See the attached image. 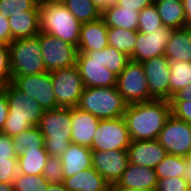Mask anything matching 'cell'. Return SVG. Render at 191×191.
<instances>
[{
	"instance_id": "9",
	"label": "cell",
	"mask_w": 191,
	"mask_h": 191,
	"mask_svg": "<svg viewBox=\"0 0 191 191\" xmlns=\"http://www.w3.org/2000/svg\"><path fill=\"white\" fill-rule=\"evenodd\" d=\"M39 41L43 63L48 72L76 65L78 46L43 32H39Z\"/></svg>"
},
{
	"instance_id": "24",
	"label": "cell",
	"mask_w": 191,
	"mask_h": 191,
	"mask_svg": "<svg viewBox=\"0 0 191 191\" xmlns=\"http://www.w3.org/2000/svg\"><path fill=\"white\" fill-rule=\"evenodd\" d=\"M63 184L67 191H104L110 186L93 167L64 178Z\"/></svg>"
},
{
	"instance_id": "32",
	"label": "cell",
	"mask_w": 191,
	"mask_h": 191,
	"mask_svg": "<svg viewBox=\"0 0 191 191\" xmlns=\"http://www.w3.org/2000/svg\"><path fill=\"white\" fill-rule=\"evenodd\" d=\"M17 156L24 152V149L29 148H45L44 136L40 132L38 126H33L25 131H22L19 135L12 138Z\"/></svg>"
},
{
	"instance_id": "1",
	"label": "cell",
	"mask_w": 191,
	"mask_h": 191,
	"mask_svg": "<svg viewBox=\"0 0 191 191\" xmlns=\"http://www.w3.org/2000/svg\"><path fill=\"white\" fill-rule=\"evenodd\" d=\"M171 114L170 100L153 99L127 105L123 118L132 141L157 140Z\"/></svg>"
},
{
	"instance_id": "18",
	"label": "cell",
	"mask_w": 191,
	"mask_h": 191,
	"mask_svg": "<svg viewBox=\"0 0 191 191\" xmlns=\"http://www.w3.org/2000/svg\"><path fill=\"white\" fill-rule=\"evenodd\" d=\"M157 181L154 169L129 163L114 187L116 191L130 189L154 191Z\"/></svg>"
},
{
	"instance_id": "54",
	"label": "cell",
	"mask_w": 191,
	"mask_h": 191,
	"mask_svg": "<svg viewBox=\"0 0 191 191\" xmlns=\"http://www.w3.org/2000/svg\"><path fill=\"white\" fill-rule=\"evenodd\" d=\"M38 5L42 4L44 0H34Z\"/></svg>"
},
{
	"instance_id": "51",
	"label": "cell",
	"mask_w": 191,
	"mask_h": 191,
	"mask_svg": "<svg viewBox=\"0 0 191 191\" xmlns=\"http://www.w3.org/2000/svg\"><path fill=\"white\" fill-rule=\"evenodd\" d=\"M0 191H14L13 183H0Z\"/></svg>"
},
{
	"instance_id": "29",
	"label": "cell",
	"mask_w": 191,
	"mask_h": 191,
	"mask_svg": "<svg viewBox=\"0 0 191 191\" xmlns=\"http://www.w3.org/2000/svg\"><path fill=\"white\" fill-rule=\"evenodd\" d=\"M170 99L191 82L190 61H170Z\"/></svg>"
},
{
	"instance_id": "31",
	"label": "cell",
	"mask_w": 191,
	"mask_h": 191,
	"mask_svg": "<svg viewBox=\"0 0 191 191\" xmlns=\"http://www.w3.org/2000/svg\"><path fill=\"white\" fill-rule=\"evenodd\" d=\"M186 159L182 156L167 154L166 157L154 168L158 179L184 178Z\"/></svg>"
},
{
	"instance_id": "56",
	"label": "cell",
	"mask_w": 191,
	"mask_h": 191,
	"mask_svg": "<svg viewBox=\"0 0 191 191\" xmlns=\"http://www.w3.org/2000/svg\"><path fill=\"white\" fill-rule=\"evenodd\" d=\"M187 191H191V184H189Z\"/></svg>"
},
{
	"instance_id": "20",
	"label": "cell",
	"mask_w": 191,
	"mask_h": 191,
	"mask_svg": "<svg viewBox=\"0 0 191 191\" xmlns=\"http://www.w3.org/2000/svg\"><path fill=\"white\" fill-rule=\"evenodd\" d=\"M107 31L108 27L102 17L95 21L82 23L78 42V51H100L109 46Z\"/></svg>"
},
{
	"instance_id": "35",
	"label": "cell",
	"mask_w": 191,
	"mask_h": 191,
	"mask_svg": "<svg viewBox=\"0 0 191 191\" xmlns=\"http://www.w3.org/2000/svg\"><path fill=\"white\" fill-rule=\"evenodd\" d=\"M162 20L158 14L157 7L154 4L143 8L139 12L138 31L148 34L150 31L163 27Z\"/></svg>"
},
{
	"instance_id": "53",
	"label": "cell",
	"mask_w": 191,
	"mask_h": 191,
	"mask_svg": "<svg viewBox=\"0 0 191 191\" xmlns=\"http://www.w3.org/2000/svg\"><path fill=\"white\" fill-rule=\"evenodd\" d=\"M159 1H174V2H182L183 0H154V2H159Z\"/></svg>"
},
{
	"instance_id": "11",
	"label": "cell",
	"mask_w": 191,
	"mask_h": 191,
	"mask_svg": "<svg viewBox=\"0 0 191 191\" xmlns=\"http://www.w3.org/2000/svg\"><path fill=\"white\" fill-rule=\"evenodd\" d=\"M76 65L84 87L116 86L117 76L103 67L100 60V51L79 52Z\"/></svg>"
},
{
	"instance_id": "17",
	"label": "cell",
	"mask_w": 191,
	"mask_h": 191,
	"mask_svg": "<svg viewBox=\"0 0 191 191\" xmlns=\"http://www.w3.org/2000/svg\"><path fill=\"white\" fill-rule=\"evenodd\" d=\"M130 164L154 169L168 154L157 140L131 141L127 148Z\"/></svg>"
},
{
	"instance_id": "34",
	"label": "cell",
	"mask_w": 191,
	"mask_h": 191,
	"mask_svg": "<svg viewBox=\"0 0 191 191\" xmlns=\"http://www.w3.org/2000/svg\"><path fill=\"white\" fill-rule=\"evenodd\" d=\"M12 183L14 191H45L50 184L43 175L33 176L20 173Z\"/></svg>"
},
{
	"instance_id": "30",
	"label": "cell",
	"mask_w": 191,
	"mask_h": 191,
	"mask_svg": "<svg viewBox=\"0 0 191 191\" xmlns=\"http://www.w3.org/2000/svg\"><path fill=\"white\" fill-rule=\"evenodd\" d=\"M61 2L81 23L95 21L101 17V12L91 0H61Z\"/></svg>"
},
{
	"instance_id": "50",
	"label": "cell",
	"mask_w": 191,
	"mask_h": 191,
	"mask_svg": "<svg viewBox=\"0 0 191 191\" xmlns=\"http://www.w3.org/2000/svg\"><path fill=\"white\" fill-rule=\"evenodd\" d=\"M45 191H67V190L65 189L63 182H60L53 184L50 183L48 188L45 189Z\"/></svg>"
},
{
	"instance_id": "43",
	"label": "cell",
	"mask_w": 191,
	"mask_h": 191,
	"mask_svg": "<svg viewBox=\"0 0 191 191\" xmlns=\"http://www.w3.org/2000/svg\"><path fill=\"white\" fill-rule=\"evenodd\" d=\"M154 3V0H118L116 5L121 8H129L140 12L143 8Z\"/></svg>"
},
{
	"instance_id": "22",
	"label": "cell",
	"mask_w": 191,
	"mask_h": 191,
	"mask_svg": "<svg viewBox=\"0 0 191 191\" xmlns=\"http://www.w3.org/2000/svg\"><path fill=\"white\" fill-rule=\"evenodd\" d=\"M60 159L63 164L64 178L72 177L92 167V150L90 147L71 143Z\"/></svg>"
},
{
	"instance_id": "36",
	"label": "cell",
	"mask_w": 191,
	"mask_h": 191,
	"mask_svg": "<svg viewBox=\"0 0 191 191\" xmlns=\"http://www.w3.org/2000/svg\"><path fill=\"white\" fill-rule=\"evenodd\" d=\"M37 6L34 0H0V14L9 18L22 11L34 10Z\"/></svg>"
},
{
	"instance_id": "39",
	"label": "cell",
	"mask_w": 191,
	"mask_h": 191,
	"mask_svg": "<svg viewBox=\"0 0 191 191\" xmlns=\"http://www.w3.org/2000/svg\"><path fill=\"white\" fill-rule=\"evenodd\" d=\"M18 173L17 159H0V183H12Z\"/></svg>"
},
{
	"instance_id": "55",
	"label": "cell",
	"mask_w": 191,
	"mask_h": 191,
	"mask_svg": "<svg viewBox=\"0 0 191 191\" xmlns=\"http://www.w3.org/2000/svg\"><path fill=\"white\" fill-rule=\"evenodd\" d=\"M124 191H152V190H134V189H130V190H124Z\"/></svg>"
},
{
	"instance_id": "21",
	"label": "cell",
	"mask_w": 191,
	"mask_h": 191,
	"mask_svg": "<svg viewBox=\"0 0 191 191\" xmlns=\"http://www.w3.org/2000/svg\"><path fill=\"white\" fill-rule=\"evenodd\" d=\"M10 42L37 36L40 32V6L34 10L22 11L8 18Z\"/></svg>"
},
{
	"instance_id": "15",
	"label": "cell",
	"mask_w": 191,
	"mask_h": 191,
	"mask_svg": "<svg viewBox=\"0 0 191 191\" xmlns=\"http://www.w3.org/2000/svg\"><path fill=\"white\" fill-rule=\"evenodd\" d=\"M173 30L163 26L148 34L138 31L134 52L130 60L142 63L145 60L164 55L166 44L170 40Z\"/></svg>"
},
{
	"instance_id": "49",
	"label": "cell",
	"mask_w": 191,
	"mask_h": 191,
	"mask_svg": "<svg viewBox=\"0 0 191 191\" xmlns=\"http://www.w3.org/2000/svg\"><path fill=\"white\" fill-rule=\"evenodd\" d=\"M182 3L185 10L187 26H191V0H183Z\"/></svg>"
},
{
	"instance_id": "27",
	"label": "cell",
	"mask_w": 191,
	"mask_h": 191,
	"mask_svg": "<svg viewBox=\"0 0 191 191\" xmlns=\"http://www.w3.org/2000/svg\"><path fill=\"white\" fill-rule=\"evenodd\" d=\"M158 14L164 26L179 29L187 26L185 10L182 2H155Z\"/></svg>"
},
{
	"instance_id": "6",
	"label": "cell",
	"mask_w": 191,
	"mask_h": 191,
	"mask_svg": "<svg viewBox=\"0 0 191 191\" xmlns=\"http://www.w3.org/2000/svg\"><path fill=\"white\" fill-rule=\"evenodd\" d=\"M8 46L12 76L47 72L43 63L39 34L30 38L12 40Z\"/></svg>"
},
{
	"instance_id": "57",
	"label": "cell",
	"mask_w": 191,
	"mask_h": 191,
	"mask_svg": "<svg viewBox=\"0 0 191 191\" xmlns=\"http://www.w3.org/2000/svg\"><path fill=\"white\" fill-rule=\"evenodd\" d=\"M44 1H61V0H44Z\"/></svg>"
},
{
	"instance_id": "38",
	"label": "cell",
	"mask_w": 191,
	"mask_h": 191,
	"mask_svg": "<svg viewBox=\"0 0 191 191\" xmlns=\"http://www.w3.org/2000/svg\"><path fill=\"white\" fill-rule=\"evenodd\" d=\"M9 83H12L9 46L0 44V87H5Z\"/></svg>"
},
{
	"instance_id": "41",
	"label": "cell",
	"mask_w": 191,
	"mask_h": 191,
	"mask_svg": "<svg viewBox=\"0 0 191 191\" xmlns=\"http://www.w3.org/2000/svg\"><path fill=\"white\" fill-rule=\"evenodd\" d=\"M172 115L191 125V99L189 100H170Z\"/></svg>"
},
{
	"instance_id": "44",
	"label": "cell",
	"mask_w": 191,
	"mask_h": 191,
	"mask_svg": "<svg viewBox=\"0 0 191 191\" xmlns=\"http://www.w3.org/2000/svg\"><path fill=\"white\" fill-rule=\"evenodd\" d=\"M9 105L4 92V87H0V132L3 131L4 123L8 117Z\"/></svg>"
},
{
	"instance_id": "26",
	"label": "cell",
	"mask_w": 191,
	"mask_h": 191,
	"mask_svg": "<svg viewBox=\"0 0 191 191\" xmlns=\"http://www.w3.org/2000/svg\"><path fill=\"white\" fill-rule=\"evenodd\" d=\"M49 158L45 148H26L17 156L18 172L26 175H42L43 169Z\"/></svg>"
},
{
	"instance_id": "40",
	"label": "cell",
	"mask_w": 191,
	"mask_h": 191,
	"mask_svg": "<svg viewBox=\"0 0 191 191\" xmlns=\"http://www.w3.org/2000/svg\"><path fill=\"white\" fill-rule=\"evenodd\" d=\"M189 183L181 177L158 179L154 191H187Z\"/></svg>"
},
{
	"instance_id": "8",
	"label": "cell",
	"mask_w": 191,
	"mask_h": 191,
	"mask_svg": "<svg viewBox=\"0 0 191 191\" xmlns=\"http://www.w3.org/2000/svg\"><path fill=\"white\" fill-rule=\"evenodd\" d=\"M50 75L57 108H73L77 106L84 90L77 65L53 70L50 72Z\"/></svg>"
},
{
	"instance_id": "16",
	"label": "cell",
	"mask_w": 191,
	"mask_h": 191,
	"mask_svg": "<svg viewBox=\"0 0 191 191\" xmlns=\"http://www.w3.org/2000/svg\"><path fill=\"white\" fill-rule=\"evenodd\" d=\"M150 94L155 99L170 100V61L164 56L142 62Z\"/></svg>"
},
{
	"instance_id": "33",
	"label": "cell",
	"mask_w": 191,
	"mask_h": 191,
	"mask_svg": "<svg viewBox=\"0 0 191 191\" xmlns=\"http://www.w3.org/2000/svg\"><path fill=\"white\" fill-rule=\"evenodd\" d=\"M100 60L103 67H106L118 76L130 61V57L124 52L107 46L100 50Z\"/></svg>"
},
{
	"instance_id": "3",
	"label": "cell",
	"mask_w": 191,
	"mask_h": 191,
	"mask_svg": "<svg viewBox=\"0 0 191 191\" xmlns=\"http://www.w3.org/2000/svg\"><path fill=\"white\" fill-rule=\"evenodd\" d=\"M40 6V32L78 46L82 23L61 1H44Z\"/></svg>"
},
{
	"instance_id": "37",
	"label": "cell",
	"mask_w": 191,
	"mask_h": 191,
	"mask_svg": "<svg viewBox=\"0 0 191 191\" xmlns=\"http://www.w3.org/2000/svg\"><path fill=\"white\" fill-rule=\"evenodd\" d=\"M63 164L59 156H49L43 169V177L51 184L64 180Z\"/></svg>"
},
{
	"instance_id": "46",
	"label": "cell",
	"mask_w": 191,
	"mask_h": 191,
	"mask_svg": "<svg viewBox=\"0 0 191 191\" xmlns=\"http://www.w3.org/2000/svg\"><path fill=\"white\" fill-rule=\"evenodd\" d=\"M189 99H191V82L186 87H184L176 94H174L170 100H189Z\"/></svg>"
},
{
	"instance_id": "45",
	"label": "cell",
	"mask_w": 191,
	"mask_h": 191,
	"mask_svg": "<svg viewBox=\"0 0 191 191\" xmlns=\"http://www.w3.org/2000/svg\"><path fill=\"white\" fill-rule=\"evenodd\" d=\"M10 43V25L7 17L0 14V44Z\"/></svg>"
},
{
	"instance_id": "12",
	"label": "cell",
	"mask_w": 191,
	"mask_h": 191,
	"mask_svg": "<svg viewBox=\"0 0 191 191\" xmlns=\"http://www.w3.org/2000/svg\"><path fill=\"white\" fill-rule=\"evenodd\" d=\"M12 84L39 102L44 111L57 108L50 72L12 76Z\"/></svg>"
},
{
	"instance_id": "14",
	"label": "cell",
	"mask_w": 191,
	"mask_h": 191,
	"mask_svg": "<svg viewBox=\"0 0 191 191\" xmlns=\"http://www.w3.org/2000/svg\"><path fill=\"white\" fill-rule=\"evenodd\" d=\"M128 164L127 150H92V167L109 185L117 183Z\"/></svg>"
},
{
	"instance_id": "25",
	"label": "cell",
	"mask_w": 191,
	"mask_h": 191,
	"mask_svg": "<svg viewBox=\"0 0 191 191\" xmlns=\"http://www.w3.org/2000/svg\"><path fill=\"white\" fill-rule=\"evenodd\" d=\"M108 28H123L138 31L139 12L112 5L101 13Z\"/></svg>"
},
{
	"instance_id": "28",
	"label": "cell",
	"mask_w": 191,
	"mask_h": 191,
	"mask_svg": "<svg viewBox=\"0 0 191 191\" xmlns=\"http://www.w3.org/2000/svg\"><path fill=\"white\" fill-rule=\"evenodd\" d=\"M138 31L123 28H108V44L129 57L133 55Z\"/></svg>"
},
{
	"instance_id": "7",
	"label": "cell",
	"mask_w": 191,
	"mask_h": 191,
	"mask_svg": "<svg viewBox=\"0 0 191 191\" xmlns=\"http://www.w3.org/2000/svg\"><path fill=\"white\" fill-rule=\"evenodd\" d=\"M116 87L128 105L155 99L149 92L141 62L130 60L117 76Z\"/></svg>"
},
{
	"instance_id": "10",
	"label": "cell",
	"mask_w": 191,
	"mask_h": 191,
	"mask_svg": "<svg viewBox=\"0 0 191 191\" xmlns=\"http://www.w3.org/2000/svg\"><path fill=\"white\" fill-rule=\"evenodd\" d=\"M131 141L123 117L100 120L93 136L91 150H127Z\"/></svg>"
},
{
	"instance_id": "4",
	"label": "cell",
	"mask_w": 191,
	"mask_h": 191,
	"mask_svg": "<svg viewBox=\"0 0 191 191\" xmlns=\"http://www.w3.org/2000/svg\"><path fill=\"white\" fill-rule=\"evenodd\" d=\"M71 108L46 110L38 128L49 156H61L71 144Z\"/></svg>"
},
{
	"instance_id": "47",
	"label": "cell",
	"mask_w": 191,
	"mask_h": 191,
	"mask_svg": "<svg viewBox=\"0 0 191 191\" xmlns=\"http://www.w3.org/2000/svg\"><path fill=\"white\" fill-rule=\"evenodd\" d=\"M97 9L102 13L105 9L112 5H116L118 0H91Z\"/></svg>"
},
{
	"instance_id": "48",
	"label": "cell",
	"mask_w": 191,
	"mask_h": 191,
	"mask_svg": "<svg viewBox=\"0 0 191 191\" xmlns=\"http://www.w3.org/2000/svg\"><path fill=\"white\" fill-rule=\"evenodd\" d=\"M186 159V170L184 172V179L191 184V151L185 156Z\"/></svg>"
},
{
	"instance_id": "42",
	"label": "cell",
	"mask_w": 191,
	"mask_h": 191,
	"mask_svg": "<svg viewBox=\"0 0 191 191\" xmlns=\"http://www.w3.org/2000/svg\"><path fill=\"white\" fill-rule=\"evenodd\" d=\"M0 159H17L13 139L3 132H0Z\"/></svg>"
},
{
	"instance_id": "5",
	"label": "cell",
	"mask_w": 191,
	"mask_h": 191,
	"mask_svg": "<svg viewBox=\"0 0 191 191\" xmlns=\"http://www.w3.org/2000/svg\"><path fill=\"white\" fill-rule=\"evenodd\" d=\"M127 105L116 86L84 87L76 107L105 120L123 117Z\"/></svg>"
},
{
	"instance_id": "13",
	"label": "cell",
	"mask_w": 191,
	"mask_h": 191,
	"mask_svg": "<svg viewBox=\"0 0 191 191\" xmlns=\"http://www.w3.org/2000/svg\"><path fill=\"white\" fill-rule=\"evenodd\" d=\"M157 141L168 154L185 157L191 151V125L171 114L160 131Z\"/></svg>"
},
{
	"instance_id": "19",
	"label": "cell",
	"mask_w": 191,
	"mask_h": 191,
	"mask_svg": "<svg viewBox=\"0 0 191 191\" xmlns=\"http://www.w3.org/2000/svg\"><path fill=\"white\" fill-rule=\"evenodd\" d=\"M100 119L76 106L71 108V143L91 148Z\"/></svg>"
},
{
	"instance_id": "52",
	"label": "cell",
	"mask_w": 191,
	"mask_h": 191,
	"mask_svg": "<svg viewBox=\"0 0 191 191\" xmlns=\"http://www.w3.org/2000/svg\"><path fill=\"white\" fill-rule=\"evenodd\" d=\"M104 191H116L115 187L113 185H110L106 190Z\"/></svg>"
},
{
	"instance_id": "2",
	"label": "cell",
	"mask_w": 191,
	"mask_h": 191,
	"mask_svg": "<svg viewBox=\"0 0 191 191\" xmlns=\"http://www.w3.org/2000/svg\"><path fill=\"white\" fill-rule=\"evenodd\" d=\"M9 112L3 126V133L11 138L33 126H38L44 110L35 99L17 89L12 83L4 87Z\"/></svg>"
},
{
	"instance_id": "23",
	"label": "cell",
	"mask_w": 191,
	"mask_h": 191,
	"mask_svg": "<svg viewBox=\"0 0 191 191\" xmlns=\"http://www.w3.org/2000/svg\"><path fill=\"white\" fill-rule=\"evenodd\" d=\"M164 56L169 61L191 62V26L173 30Z\"/></svg>"
}]
</instances>
